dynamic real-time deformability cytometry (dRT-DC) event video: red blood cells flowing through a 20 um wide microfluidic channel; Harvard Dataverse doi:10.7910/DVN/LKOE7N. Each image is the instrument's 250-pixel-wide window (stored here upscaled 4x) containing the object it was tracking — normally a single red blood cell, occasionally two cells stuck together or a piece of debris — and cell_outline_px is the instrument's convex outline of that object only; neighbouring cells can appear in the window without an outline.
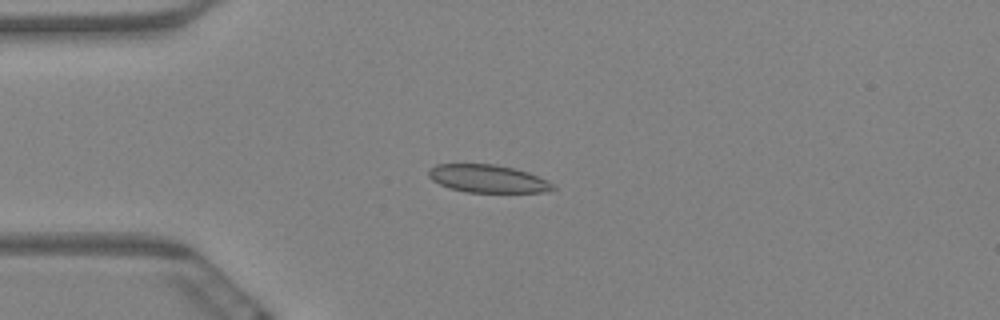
{"species": "Egyptian fruit bat (a non-hibernating species)", "species_latin": "Rousettus aegyptiacus", "temperature_condition": "warm", "stored_images_in_passage": 5, "camera_frame_rate_fps": 3000, "um_per_image_px": 0.085, "animal": {"sex": "female"}, "frame": {"image": 1, "passage_image": 5, "time_ms": 1.333, "image_size_px": [1000, 320], "cell_outline_px": [[556, 188], [548, 192], [468, 192], [452, 188], [440, 184], [432, 180], [428, 176], [428, 168], [436, 164], [496, 164], [528, 172], [548, 180]], "centroid_in_image_um": [41.46, 15.18], "position_along_channel_um": 43.5, "area_um2": 20.11}}